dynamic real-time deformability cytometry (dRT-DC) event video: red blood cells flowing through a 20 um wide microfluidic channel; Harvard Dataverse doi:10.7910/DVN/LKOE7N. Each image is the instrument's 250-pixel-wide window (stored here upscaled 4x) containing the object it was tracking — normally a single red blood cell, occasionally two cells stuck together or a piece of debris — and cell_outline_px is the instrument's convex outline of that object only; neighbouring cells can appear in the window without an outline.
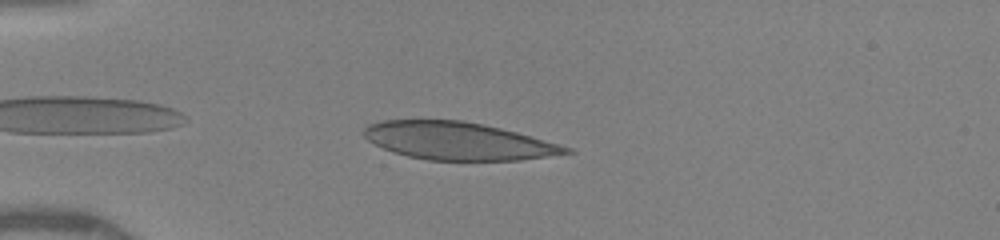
{"species": "human", "species_latin": "Homo sapiens", "temperature_condition": "warm", "stored_images_in_passage": 39, "camera_frame_rate_fps": 3000, "um_per_image_px": 0.085, "donor": {"sex": "female"}, "frame": {"image": 1, "passage_image": 3, "time_ms": 0.667, "image_size_px": [1000, 240], "cell_outline_px": [[576, 152], [520, 160], [428, 160], [408, 156], [392, 152], [368, 140], [364, 136], [364, 128], [368, 124], [384, 120], [460, 120], [484, 124], [532, 136], [560, 144], [572, 148]], "centroid_in_image_um": [38.96, 11.98], "position_along_channel_um": 46.0, "area_um2": 44.22}}
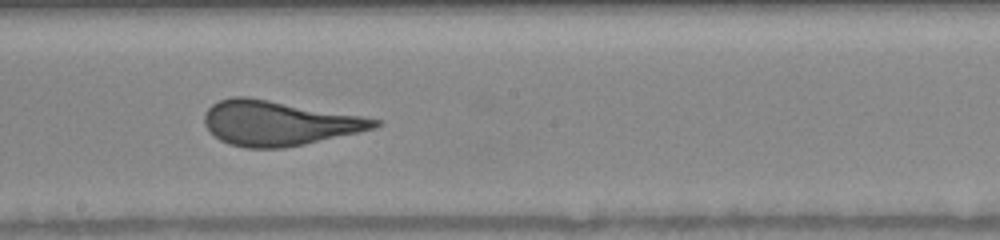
{"frame": {"image": 2, "passage_image": 18, "time_ms": 5.667, "image_size_px": [1000, 240], "cell_outline_px": [[384, 124], [372, 128], [356, 132], [304, 144], [284, 148], [244, 148], [228, 144], [220, 140], [204, 124], [204, 112], [212, 104], [220, 100], [232, 96], [248, 96], [384, 120]], "centroid_in_image_um": [23.65, 10.46], "position_along_channel_um": 224.6, "area_um2": 44.16}}
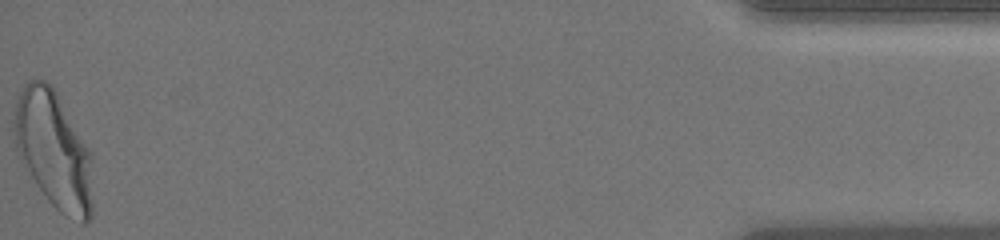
{"frame": {"image": 3, "passage_image": 39, "time_ms": 12.667, "image_size_px": [1000, 240], "cell_outline_px": [[92, 216], [84, 224], [80, 224], [64, 216], [48, 200], [36, 184], [20, 156], [16, 148], [12, 128], [12, 120], [16, 100], [24, 84], [28, 80], [44, 80], [52, 84], [92, 152]], "centroid_in_image_um": [4.58, 12.75], "position_along_channel_um": 430.6, "area_um2": 54.39}, "authors_computed_cell_mechanics": {"area_um2": 45.1418, "velocity_mm_per_s": 4.1082, "shape_relaxation_time_tau1_ms": 5.6357, "shape_relaxation_time_tau2_ms": null, "deformation_change_tau1": 0.2049, "deformation_change_tau2": null}}